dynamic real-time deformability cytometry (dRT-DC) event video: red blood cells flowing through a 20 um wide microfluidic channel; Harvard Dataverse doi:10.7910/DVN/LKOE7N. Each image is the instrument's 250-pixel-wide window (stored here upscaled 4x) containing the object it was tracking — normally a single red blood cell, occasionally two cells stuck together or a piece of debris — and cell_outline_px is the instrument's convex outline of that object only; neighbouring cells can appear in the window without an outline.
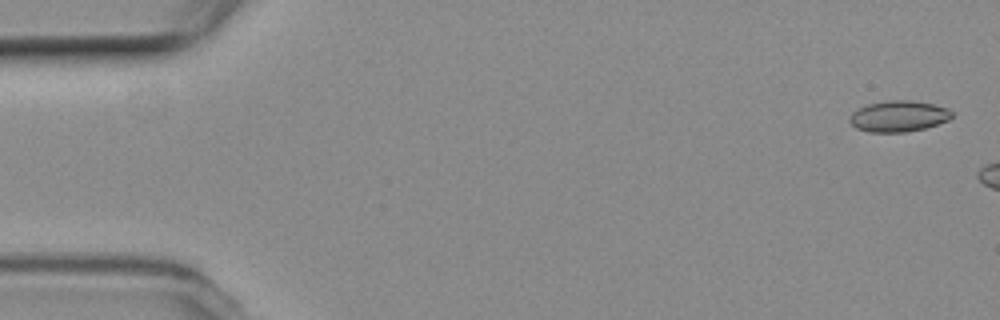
{"species": "common noctule bat (a hibernating species)", "species_latin": "Nyctalus noctula", "temperature_condition": "room temperature", "stored_images_in_passage": 7, "camera_frame_rate_fps": 3000, "um_per_image_px": 0.085, "animal": {"sex": "female", "body_mass_g": 19.3, "forearm_length_mm": 54.1}, "frame": {"image": 1, "passage_image": 2, "time_ms": 0.333, "image_size_px": [1000, 320], "cell_outline_px": [[952, 116], [948, 120], [924, 128], [908, 132], [868, 132], [856, 128], [848, 120], [848, 116], [856, 108], [868, 104], [888, 100], [912, 100], [932, 104], [948, 108], [952, 112]], "centroid_in_image_um": [76.33, 9.87], "position_along_channel_um": 8.7, "area_um2": 18.61}}